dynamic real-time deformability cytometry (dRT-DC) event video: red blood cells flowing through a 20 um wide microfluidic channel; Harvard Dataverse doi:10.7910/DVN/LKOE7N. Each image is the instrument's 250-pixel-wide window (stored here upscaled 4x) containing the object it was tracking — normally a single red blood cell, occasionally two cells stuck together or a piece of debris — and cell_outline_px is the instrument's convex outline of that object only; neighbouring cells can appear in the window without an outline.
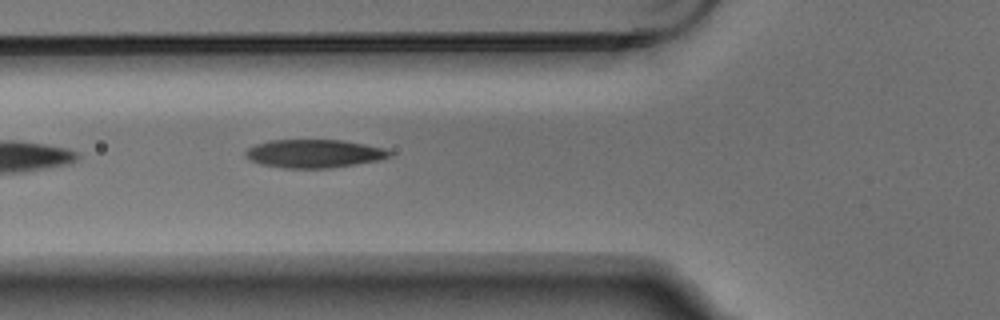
{"species": "Egyptian fruit bat (a non-hibernating species)", "species_latin": "Rousettus aegyptiacus", "temperature_condition": "warm", "stored_images_in_passage": 5, "camera_frame_rate_fps": 3000, "um_per_image_px": 0.085, "animal": {"sex": "male"}, "frame": {"image": 1, "passage_image": 5, "time_ms": 1.333, "image_size_px": [1000, 320], "cell_outline_px": [[392, 156], [380, 160], [328, 168], [284, 168], [260, 164], [248, 160], [244, 156], [244, 152], [248, 148], [256, 144], [268, 140], [344, 140], [384, 148], [392, 152]], "centroid_in_image_um": [26.67, 13.05], "position_along_channel_um": 99.1, "area_um2": 23.87}}